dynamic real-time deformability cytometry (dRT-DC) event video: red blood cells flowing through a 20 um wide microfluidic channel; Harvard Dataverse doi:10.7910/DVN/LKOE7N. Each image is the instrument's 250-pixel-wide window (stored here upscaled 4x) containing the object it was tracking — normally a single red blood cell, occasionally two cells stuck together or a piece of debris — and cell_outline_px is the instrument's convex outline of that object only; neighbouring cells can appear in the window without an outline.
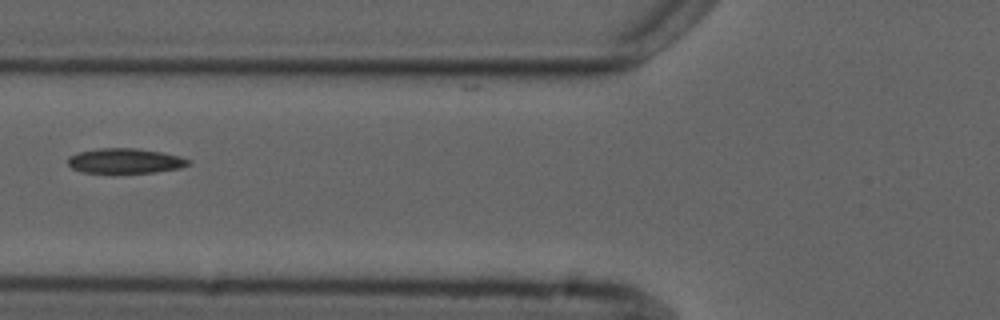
{"species": "common noctule bat (a hibernating species)", "species_latin": "Nyctalus noctula", "temperature_condition": "cold", "stored_images_in_passage": 9, "camera_frame_rate_fps": 3000, "um_per_image_px": 0.085, "animal": {"sex": "male", "forearm_length_mm": 52.5}, "frame": {"image": 1, "passage_image": 6, "time_ms": 5.667, "image_size_px": [1000, 320], "cell_outline_px": [[192, 164], [180, 168], [156, 172], [112, 176], [80, 172], [72, 168], [68, 164], [68, 156], [76, 152], [100, 148], [136, 148], [160, 152], [180, 156], [192, 160]], "centroid_in_image_um": [10.6, 13.73], "position_along_channel_um": 115.2, "area_um2": 18.67}}
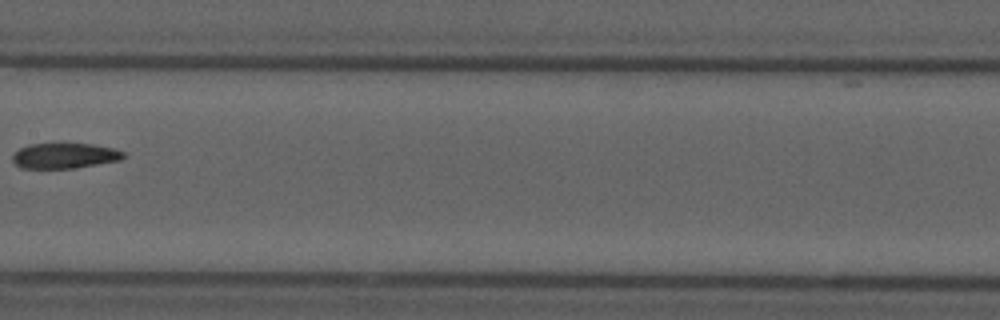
{"frame": {"image": 2, "passage_image": 8, "time_ms": 8.0, "image_size_px": [1000, 320], "cell_outline_px": [[128, 156], [120, 160], [72, 168], [20, 168], [12, 160], [12, 156], [20, 148], [28, 144], [60, 140], [92, 144], [112, 148], [124, 152]], "centroid_in_image_um": [5.47, 13.18], "position_along_channel_um": 201.9, "area_um2": 17.17}}
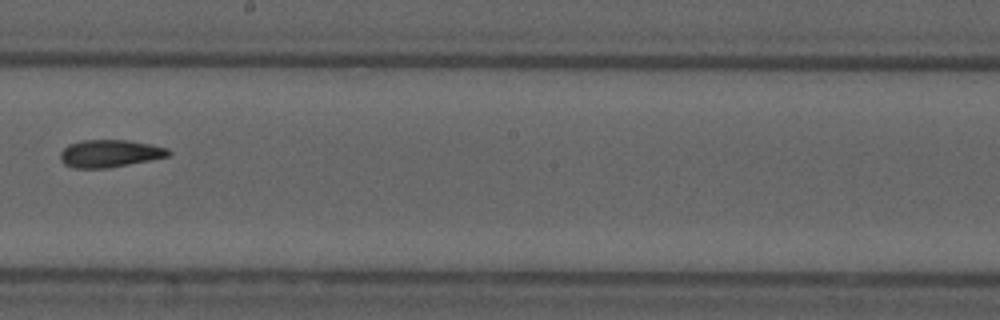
{"frame": {"image": 3, "passage_image": 9, "time_ms": 9.0, "image_size_px": [1000, 320], "cell_outline_px": [[172, 152], [168, 156], [108, 168], [72, 168], [64, 164], [60, 160], [60, 152], [68, 144], [84, 140], [128, 140], [152, 144], [168, 148]], "centroid_in_image_um": [9.31, 13.04], "position_along_channel_um": 238.9, "area_um2": 17.34}}